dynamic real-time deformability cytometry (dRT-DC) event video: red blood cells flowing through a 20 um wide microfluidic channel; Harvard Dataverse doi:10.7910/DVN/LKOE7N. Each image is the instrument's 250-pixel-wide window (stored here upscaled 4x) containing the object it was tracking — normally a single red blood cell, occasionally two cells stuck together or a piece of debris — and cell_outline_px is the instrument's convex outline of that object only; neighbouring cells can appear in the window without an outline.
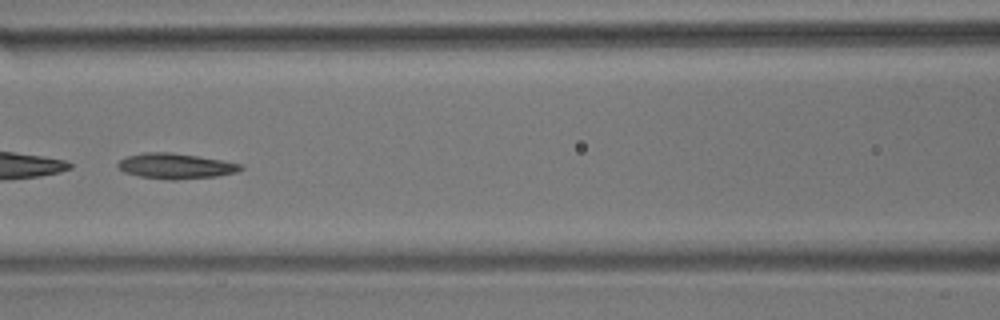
{"species": "common noctule bat (a hibernating species)", "species_latin": "Nyctalus noctula", "temperature_condition": "room temperature", "stored_images_in_passage": 54, "camera_frame_rate_fps": 3000, "um_per_image_px": 0.085, "animal": {"sex": "male", "body_mass_g": 17.9}, "frame": {"image": 1, "passage_image": 24, "time_ms": 7.667, "image_size_px": [1000, 320], "cell_outline_px": [[244, 168], [236, 172], [216, 176], [176, 180], [168, 180], [140, 176], [124, 172], [116, 164], [120, 160], [128, 156], [144, 152], [172, 152], [244, 164]], "centroid_in_image_um": [14.94, 14.11], "position_along_channel_um": 151.7, "area_um2": 18.09}, "authors_computed_cell_mechanics": {"area_um2": 18.6694, "velocity_mm_per_s": 3.5854, "shape_relaxation_time_tau1_ms": 6.7153, "shape_relaxation_time_tau2_ms": 3.7384, "deformation_change_tau1": 0.1521, "deformation_change_tau2": 0.1066}}